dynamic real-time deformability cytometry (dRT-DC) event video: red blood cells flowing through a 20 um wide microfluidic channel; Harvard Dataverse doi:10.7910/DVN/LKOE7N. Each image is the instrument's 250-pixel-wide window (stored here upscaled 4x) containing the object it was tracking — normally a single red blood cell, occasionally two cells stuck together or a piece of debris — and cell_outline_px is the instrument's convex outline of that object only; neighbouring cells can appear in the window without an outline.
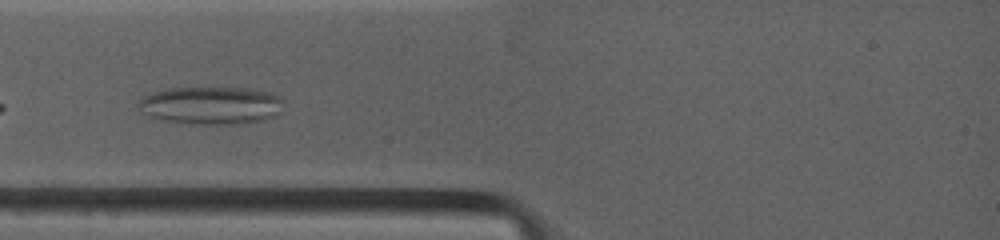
{"species": "common noctule bat (a hibernating species)", "species_latin": "Nyctalus noctula", "temperature_condition": "warm", "stored_images_in_passage": 33, "camera_frame_rate_fps": 4500, "um_per_image_px": 0.085, "animal": {"sex": "female", "body_mass_g": 19.0, "forearm_length_mm": 53.3}, "frame": {"image": 1, "passage_image": 5, "time_ms": 1.333, "image_size_px": [1000, 240], "cell_outline_px": [[284, 100], [280, 112], [276, 116], [264, 120], [248, 124], [204, 124], [168, 120], [152, 116], [144, 112], [136, 104], [144, 96], [168, 88], [244, 88], [272, 92], [280, 96]], "centroid_in_image_um": [18.05, 8.95], "position_along_channel_um": 66.9, "area_um2": 31.79}}
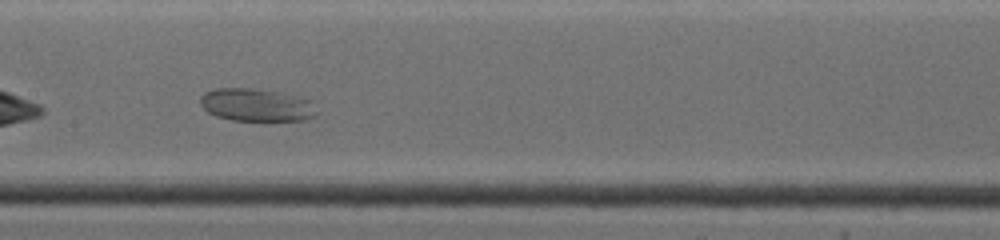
{"frame": {"image": 2, "passage_image": 15, "time_ms": 4.444, "image_size_px": [1000, 240], "cell_outline_px": [[320, 112], [304, 120], [232, 120], [216, 116], [208, 112], [200, 104], [200, 96], [204, 92], [216, 88], [252, 88], [280, 92], [312, 100]], "centroid_in_image_um": [21.81, 8.91], "position_along_channel_um": 185.6, "area_um2": 22.37}}
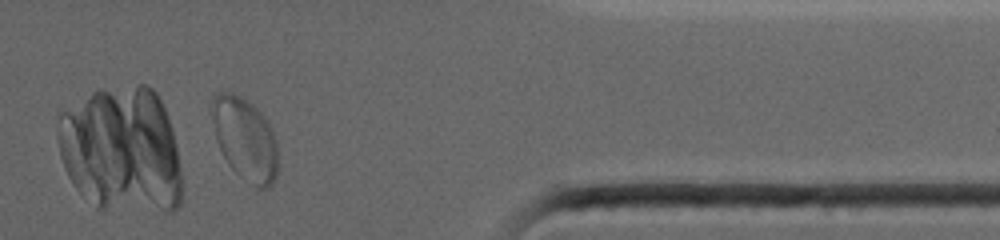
{"frame": {"image": 3, "passage_image": 31, "time_ms": 10.444, "image_size_px": [1000, 240], "cell_outline_px": [[276, 176], [272, 184], [268, 188], [256, 188], [240, 176], [228, 164], [216, 140], [212, 120], [212, 96], [216, 92], [232, 92], [240, 96], [252, 104], [264, 116], [272, 128], [276, 140]], "centroid_in_image_um": [20.81, 11.8], "position_along_channel_um": 390.6, "area_um2": 31.67}}